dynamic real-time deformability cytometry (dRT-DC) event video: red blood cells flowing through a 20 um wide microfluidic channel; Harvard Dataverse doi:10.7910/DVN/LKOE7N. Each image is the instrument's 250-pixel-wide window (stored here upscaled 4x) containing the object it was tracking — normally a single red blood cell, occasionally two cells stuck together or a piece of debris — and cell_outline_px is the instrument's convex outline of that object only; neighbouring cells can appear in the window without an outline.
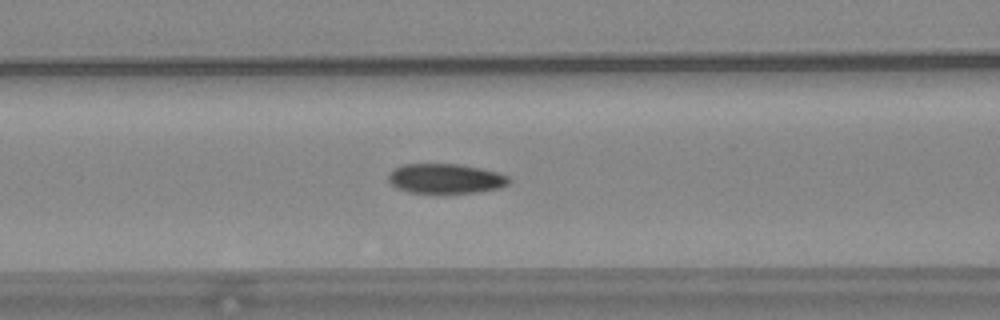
{"species": "common noctule bat (a hibernating species)", "species_latin": "Nyctalus noctula", "temperature_condition": "warm", "stored_images_in_passage": 42, "camera_frame_rate_fps": 3000, "um_per_image_px": 0.085, "animal": {"sex": "female", "body_mass_g": 24.6, "forearm_length_mm": 56.2}, "frame": {"image": 1, "passage_image": 27, "time_ms": 8.667, "image_size_px": [1000, 320], "cell_outline_px": [[512, 180], [508, 184], [500, 188], [476, 192], [408, 192], [396, 188], [388, 180], [388, 172], [404, 164], [456, 164], [480, 168], [496, 172], [508, 176]], "centroid_in_image_um": [37.87, 15.17], "position_along_channel_um": 128.7, "area_um2": 20.69}}
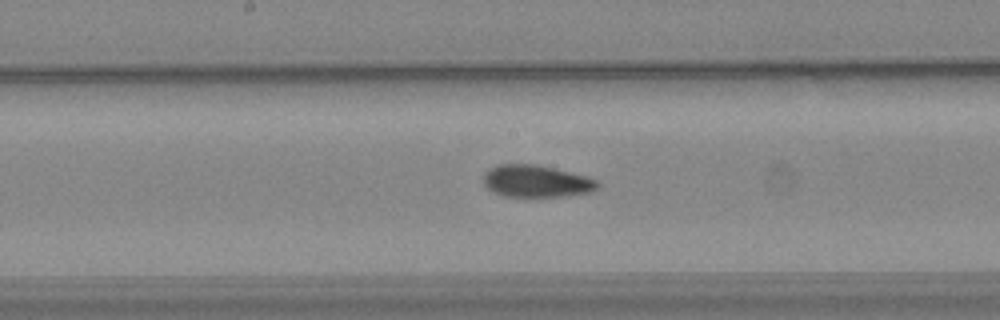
{"frame": {"image": 2, "passage_image": 33, "time_ms": 10.667, "image_size_px": [1000, 320], "cell_outline_px": [[600, 184], [592, 192], [568, 196], [504, 196], [492, 192], [484, 184], [484, 176], [488, 168], [496, 164], [536, 164], [584, 176], [596, 180]], "centroid_in_image_um": [45.55, 15.4], "position_along_channel_um": 202.6, "area_um2": 21.21}}
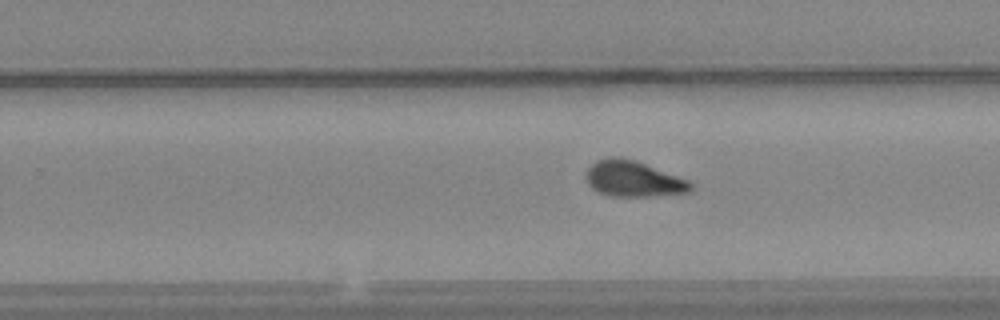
{"frame": {"image": 3, "passage_image": 39, "time_ms": 12.667, "image_size_px": [1000, 320], "cell_outline_px": [[692, 192], [652, 196], [612, 196], [596, 192], [588, 184], [588, 168], [596, 160], [612, 156], [620, 156], [644, 164], [688, 180], [692, 184]], "centroid_in_image_um": [53.83, 15.21], "position_along_channel_um": 276.0, "area_um2": 21.56}}